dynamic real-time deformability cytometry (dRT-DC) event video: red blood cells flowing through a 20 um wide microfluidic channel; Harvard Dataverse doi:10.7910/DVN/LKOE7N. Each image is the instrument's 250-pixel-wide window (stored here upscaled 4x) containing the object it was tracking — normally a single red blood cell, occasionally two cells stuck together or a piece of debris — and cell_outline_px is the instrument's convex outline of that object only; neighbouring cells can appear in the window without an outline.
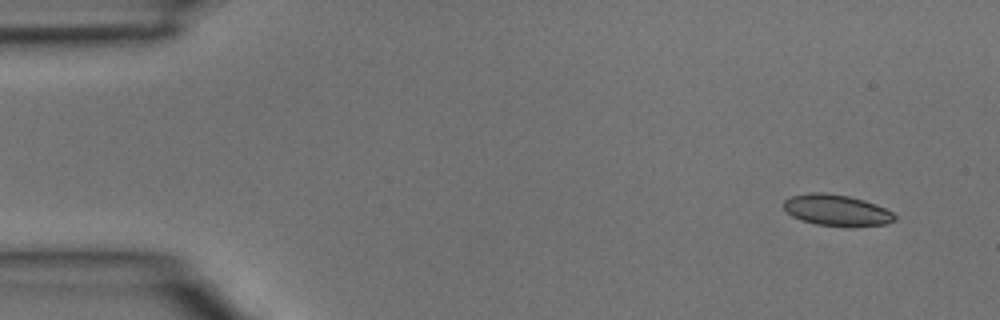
{"species": "common noctule bat (a hibernating species)", "species_latin": "Nyctalus noctula", "temperature_condition": "room temperature", "stored_images_in_passage": 2, "camera_frame_rate_fps": 3000, "um_per_image_px": 0.085, "animal": {"sex": "male", "body_mass_g": 15.6}, "frame": {"image": 1, "passage_image": 2, "time_ms": 0.333, "image_size_px": [1000, 320], "cell_outline_px": [[896, 220], [884, 224], [852, 228], [844, 228], [816, 224], [800, 220], [792, 216], [784, 208], [784, 200], [792, 196], [812, 192], [824, 192], [848, 196], [864, 200], [876, 204], [892, 212], [896, 216]], "centroid_in_image_um": [71.14, 17.89], "position_along_channel_um": 13.9, "area_um2": 20.52}}